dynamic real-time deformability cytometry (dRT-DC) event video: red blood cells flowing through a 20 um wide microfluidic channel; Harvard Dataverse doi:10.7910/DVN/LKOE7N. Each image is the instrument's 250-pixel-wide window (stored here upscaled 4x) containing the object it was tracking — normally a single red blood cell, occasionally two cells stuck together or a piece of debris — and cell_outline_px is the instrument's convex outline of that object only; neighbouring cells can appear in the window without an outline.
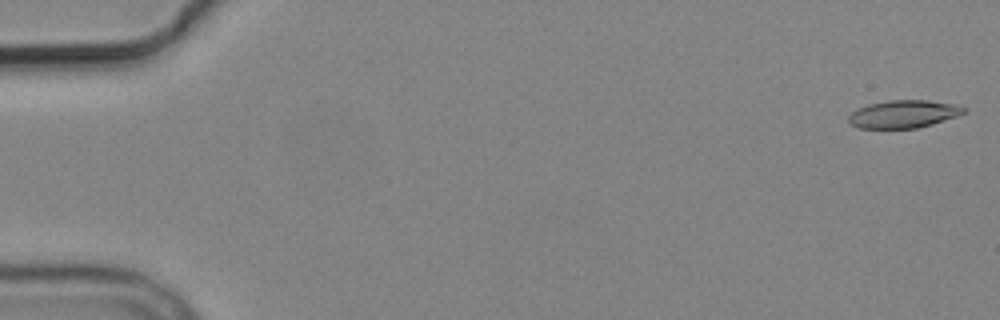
{"species": "common noctule bat (a hibernating species)", "species_latin": "Nyctalus noctula", "temperature_condition": "cold", "stored_images_in_passage": 3, "camera_frame_rate_fps": 3000, "um_per_image_px": 0.085, "animal": {"sex": "male", "body_mass_g": 19.2, "forearm_length_mm": 51.8}, "frame": {"image": 1, "passage_image": 1, "time_ms": 0.0, "image_size_px": [1000, 320], "cell_outline_px": [[968, 108], [964, 112], [956, 116], [932, 124], [916, 128], [860, 128], [852, 124], [848, 120], [848, 116], [852, 112], [868, 104], [888, 100], [928, 100], [956, 104]], "centroid_in_image_um": [76.82, 9.68], "position_along_channel_um": 8.2, "area_um2": 18.5}}